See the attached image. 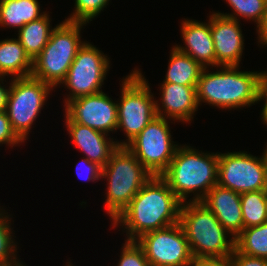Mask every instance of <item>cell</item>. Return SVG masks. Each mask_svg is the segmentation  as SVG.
I'll return each instance as SVG.
<instances>
[{"mask_svg":"<svg viewBox=\"0 0 267 266\" xmlns=\"http://www.w3.org/2000/svg\"><path fill=\"white\" fill-rule=\"evenodd\" d=\"M235 249L242 254L267 259V221L243 228L235 238Z\"/></svg>","mask_w":267,"mask_h":266,"instance_id":"obj_23","label":"cell"},{"mask_svg":"<svg viewBox=\"0 0 267 266\" xmlns=\"http://www.w3.org/2000/svg\"><path fill=\"white\" fill-rule=\"evenodd\" d=\"M1 207V206H0ZM7 214V215H5ZM8 212L0 209V260L3 263L15 262L17 259V244L12 235L11 221Z\"/></svg>","mask_w":267,"mask_h":266,"instance_id":"obj_26","label":"cell"},{"mask_svg":"<svg viewBox=\"0 0 267 266\" xmlns=\"http://www.w3.org/2000/svg\"><path fill=\"white\" fill-rule=\"evenodd\" d=\"M258 99L259 101L262 99L265 101L261 111L260 119H262L263 124L267 125V71H265L260 81Z\"/></svg>","mask_w":267,"mask_h":266,"instance_id":"obj_32","label":"cell"},{"mask_svg":"<svg viewBox=\"0 0 267 266\" xmlns=\"http://www.w3.org/2000/svg\"><path fill=\"white\" fill-rule=\"evenodd\" d=\"M1 266H25L23 262L21 263L20 260H17L15 262H10V263H4Z\"/></svg>","mask_w":267,"mask_h":266,"instance_id":"obj_36","label":"cell"},{"mask_svg":"<svg viewBox=\"0 0 267 266\" xmlns=\"http://www.w3.org/2000/svg\"><path fill=\"white\" fill-rule=\"evenodd\" d=\"M65 120L72 143L86 155L85 158L103 168L119 147L116 141L105 133L74 122L66 114Z\"/></svg>","mask_w":267,"mask_h":266,"instance_id":"obj_16","label":"cell"},{"mask_svg":"<svg viewBox=\"0 0 267 266\" xmlns=\"http://www.w3.org/2000/svg\"><path fill=\"white\" fill-rule=\"evenodd\" d=\"M22 142L12 128L6 110L0 111V144L13 147Z\"/></svg>","mask_w":267,"mask_h":266,"instance_id":"obj_29","label":"cell"},{"mask_svg":"<svg viewBox=\"0 0 267 266\" xmlns=\"http://www.w3.org/2000/svg\"><path fill=\"white\" fill-rule=\"evenodd\" d=\"M49 17V13L47 12L39 19L25 24L18 30L17 39L32 61L48 43L51 33L55 29V27L52 28L50 24L51 18Z\"/></svg>","mask_w":267,"mask_h":266,"instance_id":"obj_22","label":"cell"},{"mask_svg":"<svg viewBox=\"0 0 267 266\" xmlns=\"http://www.w3.org/2000/svg\"><path fill=\"white\" fill-rule=\"evenodd\" d=\"M161 104L156 100V114L174 122H190L198 109L196 86L163 82L160 85ZM163 109V110H162Z\"/></svg>","mask_w":267,"mask_h":266,"instance_id":"obj_15","label":"cell"},{"mask_svg":"<svg viewBox=\"0 0 267 266\" xmlns=\"http://www.w3.org/2000/svg\"><path fill=\"white\" fill-rule=\"evenodd\" d=\"M32 71L33 61L18 39L0 41V76L27 77L32 74Z\"/></svg>","mask_w":267,"mask_h":266,"instance_id":"obj_19","label":"cell"},{"mask_svg":"<svg viewBox=\"0 0 267 266\" xmlns=\"http://www.w3.org/2000/svg\"><path fill=\"white\" fill-rule=\"evenodd\" d=\"M217 174L218 152H199L191 146L180 145L170 165L160 176L184 203L191 193H194V196L188 201H201L217 184Z\"/></svg>","mask_w":267,"mask_h":266,"instance_id":"obj_3","label":"cell"},{"mask_svg":"<svg viewBox=\"0 0 267 266\" xmlns=\"http://www.w3.org/2000/svg\"><path fill=\"white\" fill-rule=\"evenodd\" d=\"M64 107L65 114L78 124L106 135L117 129V102H114L103 91L72 99Z\"/></svg>","mask_w":267,"mask_h":266,"instance_id":"obj_13","label":"cell"},{"mask_svg":"<svg viewBox=\"0 0 267 266\" xmlns=\"http://www.w3.org/2000/svg\"><path fill=\"white\" fill-rule=\"evenodd\" d=\"M83 168V170H82ZM86 174L82 176V171ZM82 172V173H81ZM76 173L79 178L82 180L95 181L101 179L102 167L98 164L89 161L87 158H83L80 163L76 165Z\"/></svg>","mask_w":267,"mask_h":266,"instance_id":"obj_30","label":"cell"},{"mask_svg":"<svg viewBox=\"0 0 267 266\" xmlns=\"http://www.w3.org/2000/svg\"><path fill=\"white\" fill-rule=\"evenodd\" d=\"M259 158L247 152L218 153L217 184L237 193L267 190L266 150Z\"/></svg>","mask_w":267,"mask_h":266,"instance_id":"obj_9","label":"cell"},{"mask_svg":"<svg viewBox=\"0 0 267 266\" xmlns=\"http://www.w3.org/2000/svg\"><path fill=\"white\" fill-rule=\"evenodd\" d=\"M240 197L244 228L267 221V190L244 192Z\"/></svg>","mask_w":267,"mask_h":266,"instance_id":"obj_24","label":"cell"},{"mask_svg":"<svg viewBox=\"0 0 267 266\" xmlns=\"http://www.w3.org/2000/svg\"><path fill=\"white\" fill-rule=\"evenodd\" d=\"M171 48L168 70L163 82L197 86L204 68L189 55L180 52L175 46Z\"/></svg>","mask_w":267,"mask_h":266,"instance_id":"obj_21","label":"cell"},{"mask_svg":"<svg viewBox=\"0 0 267 266\" xmlns=\"http://www.w3.org/2000/svg\"><path fill=\"white\" fill-rule=\"evenodd\" d=\"M3 79H5L4 76H0V111L6 110L7 107V99H8V94L10 90V86L7 89L5 85L3 86ZM2 84V85H1Z\"/></svg>","mask_w":267,"mask_h":266,"instance_id":"obj_35","label":"cell"},{"mask_svg":"<svg viewBox=\"0 0 267 266\" xmlns=\"http://www.w3.org/2000/svg\"><path fill=\"white\" fill-rule=\"evenodd\" d=\"M189 266H229L224 259L193 258Z\"/></svg>","mask_w":267,"mask_h":266,"instance_id":"obj_33","label":"cell"},{"mask_svg":"<svg viewBox=\"0 0 267 266\" xmlns=\"http://www.w3.org/2000/svg\"><path fill=\"white\" fill-rule=\"evenodd\" d=\"M152 176L126 146L112 153L101 175L108 181L104 207L112 222Z\"/></svg>","mask_w":267,"mask_h":266,"instance_id":"obj_5","label":"cell"},{"mask_svg":"<svg viewBox=\"0 0 267 266\" xmlns=\"http://www.w3.org/2000/svg\"><path fill=\"white\" fill-rule=\"evenodd\" d=\"M181 35L185 46L177 45L176 48L195 61L203 68L216 67V55L211 34V15L207 23L184 18L181 23Z\"/></svg>","mask_w":267,"mask_h":266,"instance_id":"obj_18","label":"cell"},{"mask_svg":"<svg viewBox=\"0 0 267 266\" xmlns=\"http://www.w3.org/2000/svg\"><path fill=\"white\" fill-rule=\"evenodd\" d=\"M239 67L219 66L220 70L213 73L204 68L196 86L198 104L232 110L258 103L259 85L265 71H239Z\"/></svg>","mask_w":267,"mask_h":266,"instance_id":"obj_2","label":"cell"},{"mask_svg":"<svg viewBox=\"0 0 267 266\" xmlns=\"http://www.w3.org/2000/svg\"><path fill=\"white\" fill-rule=\"evenodd\" d=\"M117 266H151L143 248L136 241L125 240Z\"/></svg>","mask_w":267,"mask_h":266,"instance_id":"obj_28","label":"cell"},{"mask_svg":"<svg viewBox=\"0 0 267 266\" xmlns=\"http://www.w3.org/2000/svg\"><path fill=\"white\" fill-rule=\"evenodd\" d=\"M66 263H68L66 266H72L71 263H70V261H69V262H66ZM73 266H74V265H73Z\"/></svg>","mask_w":267,"mask_h":266,"instance_id":"obj_37","label":"cell"},{"mask_svg":"<svg viewBox=\"0 0 267 266\" xmlns=\"http://www.w3.org/2000/svg\"><path fill=\"white\" fill-rule=\"evenodd\" d=\"M228 5L231 6L233 13H220L218 14L233 18L239 21V17L245 20L255 21L257 26L261 23L264 13L267 10V0H226ZM239 16V17H237Z\"/></svg>","mask_w":267,"mask_h":266,"instance_id":"obj_25","label":"cell"},{"mask_svg":"<svg viewBox=\"0 0 267 266\" xmlns=\"http://www.w3.org/2000/svg\"><path fill=\"white\" fill-rule=\"evenodd\" d=\"M227 261L229 266H267L266 258L242 254L236 249H234Z\"/></svg>","mask_w":267,"mask_h":266,"instance_id":"obj_31","label":"cell"},{"mask_svg":"<svg viewBox=\"0 0 267 266\" xmlns=\"http://www.w3.org/2000/svg\"><path fill=\"white\" fill-rule=\"evenodd\" d=\"M109 1L110 0H75V10L70 14V17L65 20L87 24L103 11Z\"/></svg>","mask_w":267,"mask_h":266,"instance_id":"obj_27","label":"cell"},{"mask_svg":"<svg viewBox=\"0 0 267 266\" xmlns=\"http://www.w3.org/2000/svg\"><path fill=\"white\" fill-rule=\"evenodd\" d=\"M258 30V42L267 47V10L264 13L263 19L261 21V23L256 27Z\"/></svg>","mask_w":267,"mask_h":266,"instance_id":"obj_34","label":"cell"},{"mask_svg":"<svg viewBox=\"0 0 267 266\" xmlns=\"http://www.w3.org/2000/svg\"><path fill=\"white\" fill-rule=\"evenodd\" d=\"M200 202L216 216L234 238L242 232L244 223L240 193L216 184Z\"/></svg>","mask_w":267,"mask_h":266,"instance_id":"obj_17","label":"cell"},{"mask_svg":"<svg viewBox=\"0 0 267 266\" xmlns=\"http://www.w3.org/2000/svg\"><path fill=\"white\" fill-rule=\"evenodd\" d=\"M136 242L151 266H189L193 260L179 223L143 234Z\"/></svg>","mask_w":267,"mask_h":266,"instance_id":"obj_12","label":"cell"},{"mask_svg":"<svg viewBox=\"0 0 267 266\" xmlns=\"http://www.w3.org/2000/svg\"><path fill=\"white\" fill-rule=\"evenodd\" d=\"M121 82L116 131L123 129L127 139L116 143L118 146H126L157 116L156 101L140 69H134Z\"/></svg>","mask_w":267,"mask_h":266,"instance_id":"obj_7","label":"cell"},{"mask_svg":"<svg viewBox=\"0 0 267 266\" xmlns=\"http://www.w3.org/2000/svg\"><path fill=\"white\" fill-rule=\"evenodd\" d=\"M107 55L90 42H85L71 64L61 85L70 90L64 103L80 96L102 91V85L110 69Z\"/></svg>","mask_w":267,"mask_h":266,"instance_id":"obj_11","label":"cell"},{"mask_svg":"<svg viewBox=\"0 0 267 266\" xmlns=\"http://www.w3.org/2000/svg\"><path fill=\"white\" fill-rule=\"evenodd\" d=\"M168 121L157 115L126 145L153 176H160L167 169L179 146L172 141Z\"/></svg>","mask_w":267,"mask_h":266,"instance_id":"obj_10","label":"cell"},{"mask_svg":"<svg viewBox=\"0 0 267 266\" xmlns=\"http://www.w3.org/2000/svg\"><path fill=\"white\" fill-rule=\"evenodd\" d=\"M85 23L64 20L56 25L48 43L33 60L32 76L56 88L65 80L76 54L85 41L81 29Z\"/></svg>","mask_w":267,"mask_h":266,"instance_id":"obj_6","label":"cell"},{"mask_svg":"<svg viewBox=\"0 0 267 266\" xmlns=\"http://www.w3.org/2000/svg\"><path fill=\"white\" fill-rule=\"evenodd\" d=\"M240 21L212 12L211 34L216 55V67L240 66L244 37Z\"/></svg>","mask_w":267,"mask_h":266,"instance_id":"obj_14","label":"cell"},{"mask_svg":"<svg viewBox=\"0 0 267 266\" xmlns=\"http://www.w3.org/2000/svg\"><path fill=\"white\" fill-rule=\"evenodd\" d=\"M11 79L6 112L14 132L24 142L54 88L32 75Z\"/></svg>","mask_w":267,"mask_h":266,"instance_id":"obj_8","label":"cell"},{"mask_svg":"<svg viewBox=\"0 0 267 266\" xmlns=\"http://www.w3.org/2000/svg\"><path fill=\"white\" fill-rule=\"evenodd\" d=\"M41 12L37 0H0V26L21 29L25 24L37 20Z\"/></svg>","mask_w":267,"mask_h":266,"instance_id":"obj_20","label":"cell"},{"mask_svg":"<svg viewBox=\"0 0 267 266\" xmlns=\"http://www.w3.org/2000/svg\"><path fill=\"white\" fill-rule=\"evenodd\" d=\"M181 204L167 182L155 175L111 224L124 226L126 240L136 241L147 232L179 223Z\"/></svg>","mask_w":267,"mask_h":266,"instance_id":"obj_1","label":"cell"},{"mask_svg":"<svg viewBox=\"0 0 267 266\" xmlns=\"http://www.w3.org/2000/svg\"><path fill=\"white\" fill-rule=\"evenodd\" d=\"M179 224L193 258L228 260L235 249V238L229 235L216 216L200 201L181 204Z\"/></svg>","mask_w":267,"mask_h":266,"instance_id":"obj_4","label":"cell"}]
</instances>
